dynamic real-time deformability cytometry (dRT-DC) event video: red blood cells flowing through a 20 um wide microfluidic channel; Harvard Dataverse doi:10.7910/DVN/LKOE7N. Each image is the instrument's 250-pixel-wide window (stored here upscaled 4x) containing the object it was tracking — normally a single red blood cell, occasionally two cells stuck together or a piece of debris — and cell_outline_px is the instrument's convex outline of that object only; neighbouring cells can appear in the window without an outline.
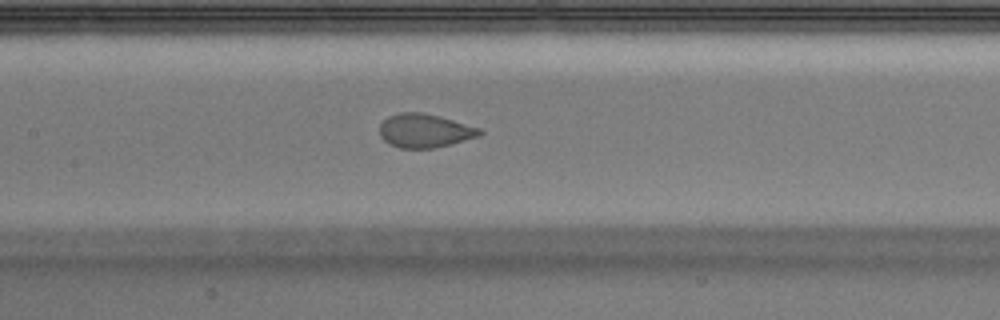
{"species": "Egyptian fruit bat (a non-hibernating species)", "species_latin": "Rousettus aegyptiacus", "temperature_condition": "warm", "stored_images_in_passage": 33, "camera_frame_rate_fps": 3000, "um_per_image_px": 0.085, "animal": {"sex": "male"}, "frame": {"image": 1, "passage_image": 10, "time_ms": 3.0, "image_size_px": [1000, 320], "cell_outline_px": [[484, 132], [480, 136], [452, 144], [432, 148], [400, 148], [388, 144], [380, 136], [380, 124], [388, 116], [400, 112], [420, 112], [440, 116], [480, 128]], "centroid_in_image_um": [36.11, 11.11], "position_along_channel_um": 171.3, "area_um2": 19.77}}
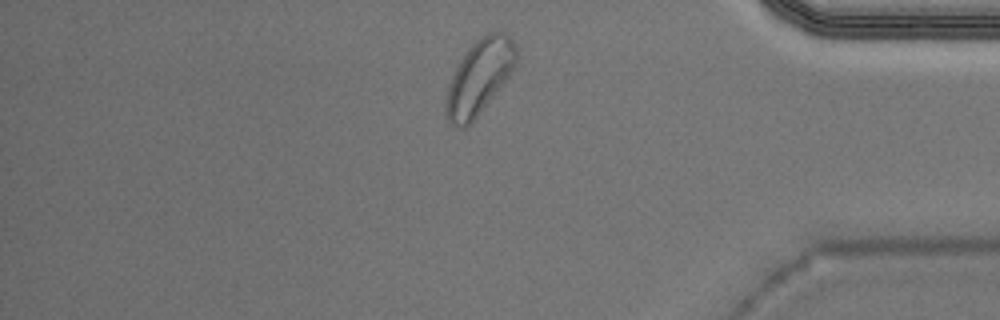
{"frame": {"image": 2, "passage_image": 33, "time_ms": 10.667, "image_size_px": [1000, 320], "cell_outline_px": [[516, 64], [508, 76], [476, 116], [464, 128], [456, 128], [448, 120], [444, 104], [448, 88], [452, 76], [460, 60], [472, 44], [480, 36], [488, 32], [504, 32], [516, 44]], "centroid_in_image_um": [40.72, 6.52], "position_along_channel_um": 394.5, "area_um2": 29.77}}